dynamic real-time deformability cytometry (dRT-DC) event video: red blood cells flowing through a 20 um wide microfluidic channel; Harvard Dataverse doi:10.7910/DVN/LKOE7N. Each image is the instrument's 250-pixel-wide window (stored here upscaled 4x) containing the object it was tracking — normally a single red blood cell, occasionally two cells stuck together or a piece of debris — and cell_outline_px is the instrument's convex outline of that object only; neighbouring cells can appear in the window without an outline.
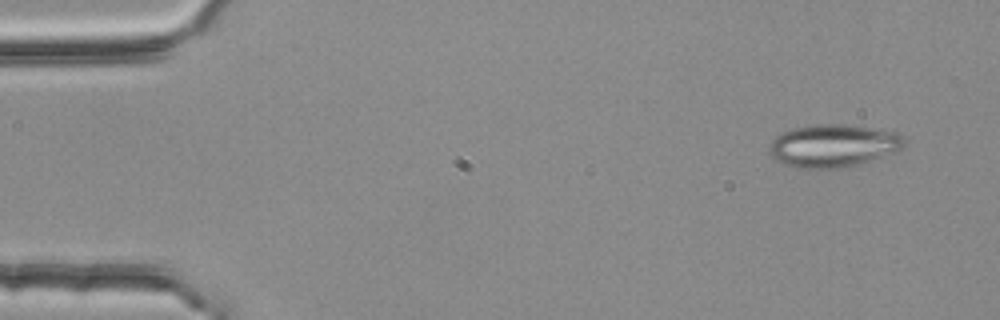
{"species": "common noctule bat (a hibernating species)", "species_latin": "Nyctalus noctula", "temperature_condition": "room temperature", "stored_images_in_passage": 4, "camera_frame_rate_fps": 3000, "um_per_image_px": 0.085, "animal": {"sex": "female", "body_mass_g": 25.1}, "frame": {"image": 1, "passage_image": 1, "time_ms": 0.0, "image_size_px": [1000, 320], "cell_outline_px": [[904, 144], [900, 148], [868, 160], [856, 164], [840, 168], [796, 168], [784, 164], [776, 160], [768, 152], [772, 140], [776, 136], [792, 128], [816, 124], [836, 124], [868, 128], [888, 132], [900, 136], [904, 140]], "centroid_in_image_um": [70.68, 12.39], "position_along_channel_um": 14.3, "area_um2": 32.48}}
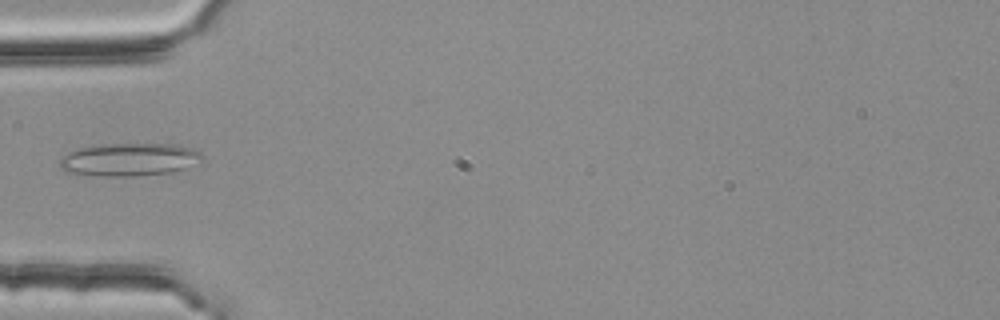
{"frame": {"image": 2, "passage_image": 4, "time_ms": 1.0, "image_size_px": [1000, 320], "cell_outline_px": [[204, 156], [184, 168], [172, 172], [136, 176], [104, 176], [68, 172], [60, 168], [60, 156], [80, 148], [112, 144], [172, 144], [192, 148], [200, 152]], "centroid_in_image_um": [10.96, 13.56], "position_along_channel_um": 74.0, "area_um2": 26.82}}